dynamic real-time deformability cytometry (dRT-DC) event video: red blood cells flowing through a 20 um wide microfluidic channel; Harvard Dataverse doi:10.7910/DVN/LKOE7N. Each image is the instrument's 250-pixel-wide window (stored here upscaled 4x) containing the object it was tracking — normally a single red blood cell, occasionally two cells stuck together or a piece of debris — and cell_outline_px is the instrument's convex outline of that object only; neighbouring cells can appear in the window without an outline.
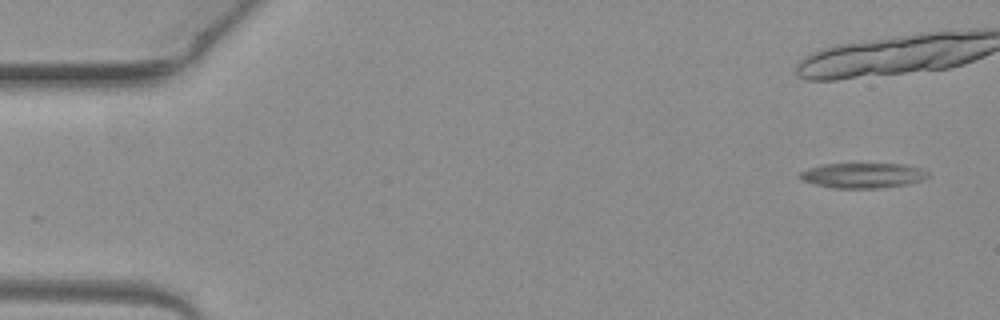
{"species": "common noctule bat (a hibernating species)", "species_latin": "Nyctalus noctula", "temperature_condition": "warm", "stored_images_in_passage": 7, "camera_frame_rate_fps": 3000, "um_per_image_px": 0.085, "animal": {"sex": "female", "body_mass_g": 19.3, "forearm_length_mm": 54.1}, "frame": {"image": 1, "passage_image": 1, "time_ms": 0.0, "image_size_px": [1000, 320], "cell_outline_px": [[928, 176], [924, 180], [908, 184], [880, 188], [832, 188], [800, 180], [796, 176], [800, 172], [808, 168], [820, 164], [904, 164], [920, 168], [928, 172]], "centroid_in_image_um": [73.31, 14.91], "position_along_channel_um": 11.7, "area_um2": 18.9}}
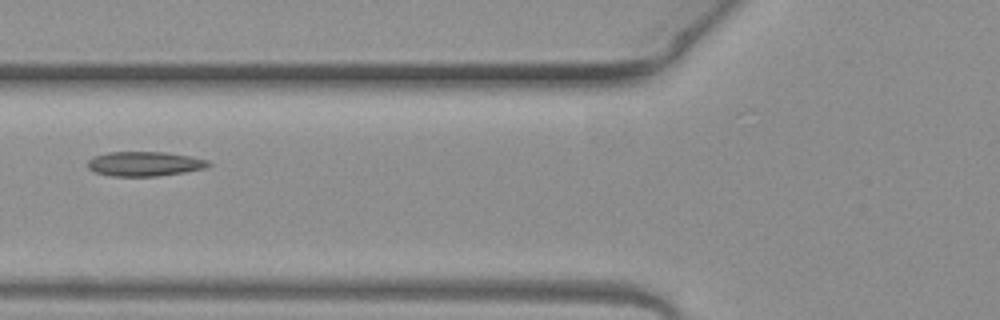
{"frame": {"image": 2, "passage_image": 7, "time_ms": 2.0, "image_size_px": [1000, 320], "cell_outline_px": [[212, 164], [204, 168], [184, 172], [156, 176], [112, 176], [96, 172], [88, 168], [88, 160], [92, 156], [108, 152], [164, 152], [188, 156], [208, 160]], "centroid_in_image_um": [12.26, 13.92], "position_along_channel_um": 113.5, "area_um2": 17.17}}